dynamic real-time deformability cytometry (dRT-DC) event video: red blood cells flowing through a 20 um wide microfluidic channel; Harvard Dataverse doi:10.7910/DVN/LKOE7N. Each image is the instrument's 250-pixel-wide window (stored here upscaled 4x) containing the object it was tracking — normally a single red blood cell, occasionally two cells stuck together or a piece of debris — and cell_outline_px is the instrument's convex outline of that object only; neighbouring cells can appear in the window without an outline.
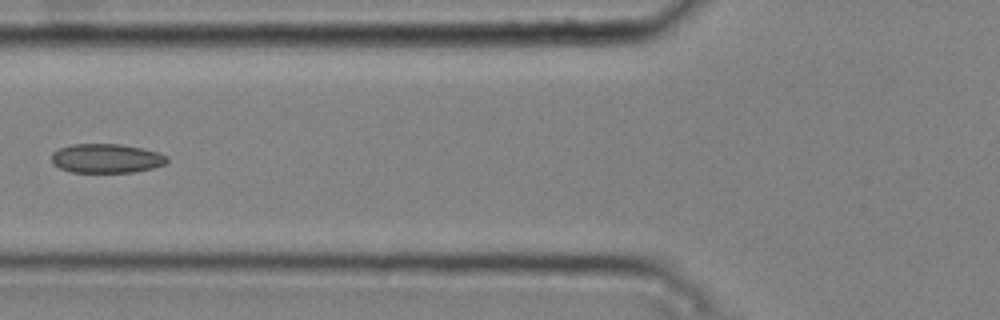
{"species": "common noctule bat (a hibernating species)", "species_latin": "Nyctalus noctula", "temperature_condition": "cold", "stored_images_in_passage": 5, "camera_frame_rate_fps": 3000, "um_per_image_px": 0.085, "animal": {"sex": "male", "body_mass_g": 20.4}, "frame": {"image": 1, "passage_image": 4, "time_ms": 1.0, "image_size_px": [1000, 320], "cell_outline_px": [[168, 160], [164, 164], [152, 168], [132, 172], [72, 172], [60, 168], [52, 164], [52, 152], [60, 148], [72, 144], [120, 144], [140, 148], [156, 152], [168, 156]], "centroid_in_image_um": [9.01, 13.46], "position_along_channel_um": 116.8, "area_um2": 19.48}}
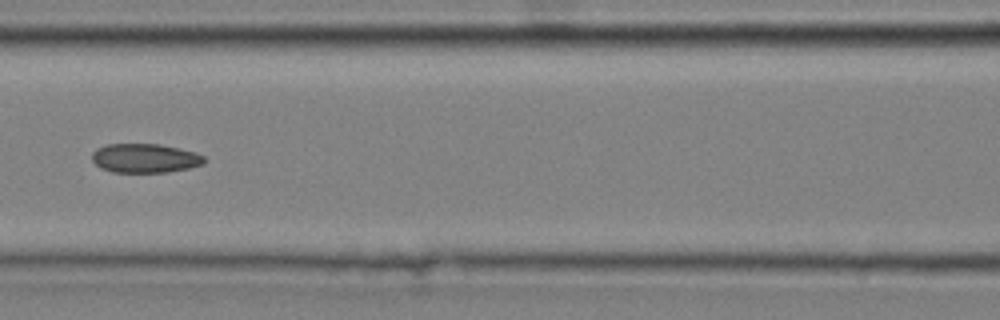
{"frame": {"image": 2, "passage_image": 5, "time_ms": 1.333, "image_size_px": [1000, 320], "cell_outline_px": [[204, 164], [188, 168], [168, 172], [112, 172], [100, 168], [92, 160], [92, 152], [96, 148], [108, 144], [160, 144], [196, 152], [204, 156]], "centroid_in_image_um": [12.31, 13.44], "position_along_channel_um": 154.3, "area_um2": 19.07}}